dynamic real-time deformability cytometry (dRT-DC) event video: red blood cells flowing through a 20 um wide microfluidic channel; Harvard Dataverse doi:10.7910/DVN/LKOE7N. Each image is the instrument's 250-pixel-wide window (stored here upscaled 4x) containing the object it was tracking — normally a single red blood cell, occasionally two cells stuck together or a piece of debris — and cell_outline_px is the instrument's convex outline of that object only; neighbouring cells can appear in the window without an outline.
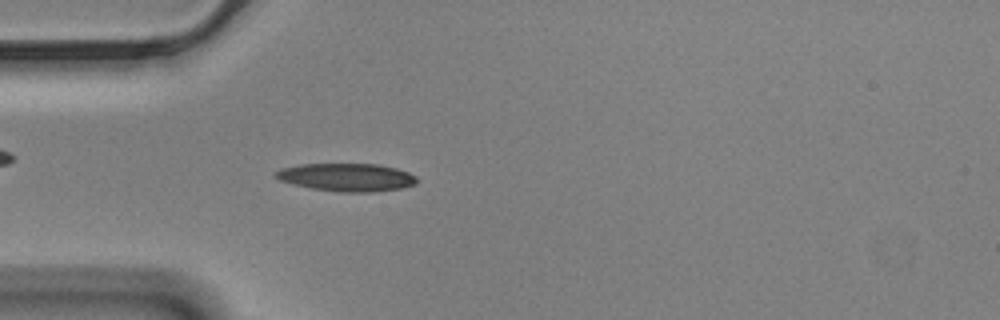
{"species": "Egyptian fruit bat (a non-hibernating species)", "species_latin": "Rousettus aegyptiacus", "temperature_condition": "cold", "stored_images_in_passage": 56, "camera_frame_rate_fps": 3000, "um_per_image_px": 0.085, "animal": {"sex": "male"}, "frame": {"image": 1, "passage_image": 15, "time_ms": 4.667, "image_size_px": [1000, 320], "cell_outline_px": [[416, 184], [400, 188], [372, 192], [340, 192], [312, 188], [292, 184], [280, 180], [272, 176], [280, 168], [300, 164], [380, 164], [396, 168], [408, 172], [416, 176]], "centroid_in_image_um": [29.45, 15.06], "position_along_channel_um": 55.6, "area_um2": 23.0}}
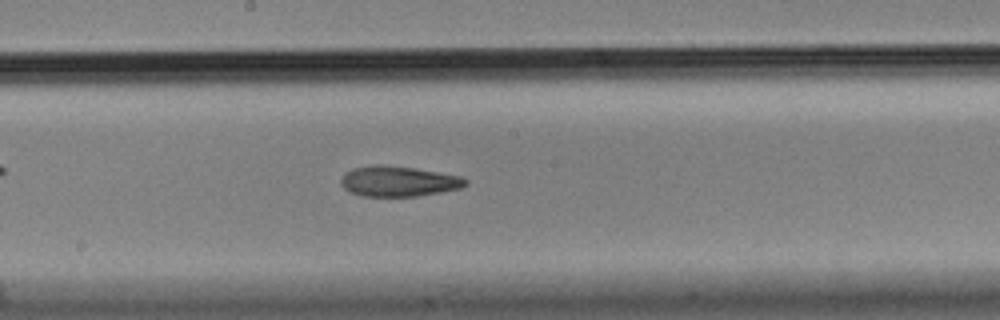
{"frame": {"image": 2, "passage_image": 29, "time_ms": 9.333, "image_size_px": [1000, 320], "cell_outline_px": [[468, 184], [460, 188], [440, 192], [416, 196], [360, 196], [348, 192], [340, 184], [340, 180], [344, 172], [352, 168], [372, 164], [384, 164], [416, 168], [460, 176], [468, 180]], "centroid_in_image_um": [33.81, 15.4], "position_along_channel_um": 214.4, "area_um2": 22.37}}
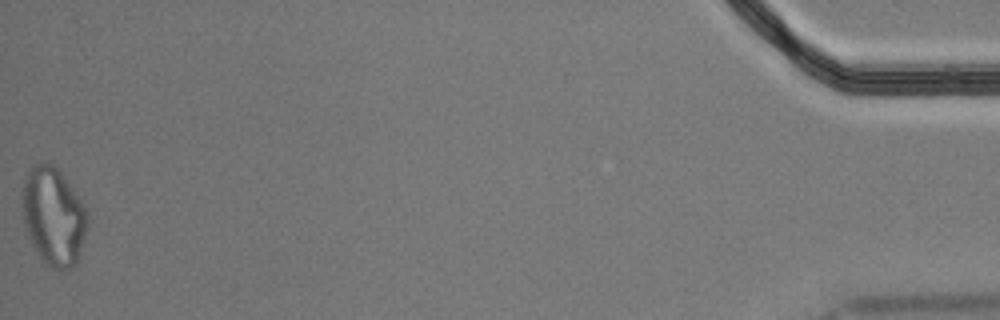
{"frame": {"image": 3, "passage_image": 56, "time_ms": 18.333, "image_size_px": [1000, 320], "cell_outline_px": [[88, 224], [84, 240], [76, 264], [72, 268], [52, 268], [40, 256], [32, 244], [28, 236], [24, 224], [20, 204], [24, 176], [40, 160], [48, 160], [60, 172], [84, 204], [88, 212]], "centroid_in_image_um": [4.53, 18.34], "position_along_channel_um": 430.7, "area_um2": 37.45}, "authors_computed_cell_mechanics": {"area_um2": 22.3686, "velocity_mm_per_s": 3.4858, "shape_relaxation_time_tau1_ms": 5.6945, "shape_relaxation_time_tau2_ms": 5.9722, "deformation_change_tau1": 0.1873, "deformation_change_tau2": 0.1608}}